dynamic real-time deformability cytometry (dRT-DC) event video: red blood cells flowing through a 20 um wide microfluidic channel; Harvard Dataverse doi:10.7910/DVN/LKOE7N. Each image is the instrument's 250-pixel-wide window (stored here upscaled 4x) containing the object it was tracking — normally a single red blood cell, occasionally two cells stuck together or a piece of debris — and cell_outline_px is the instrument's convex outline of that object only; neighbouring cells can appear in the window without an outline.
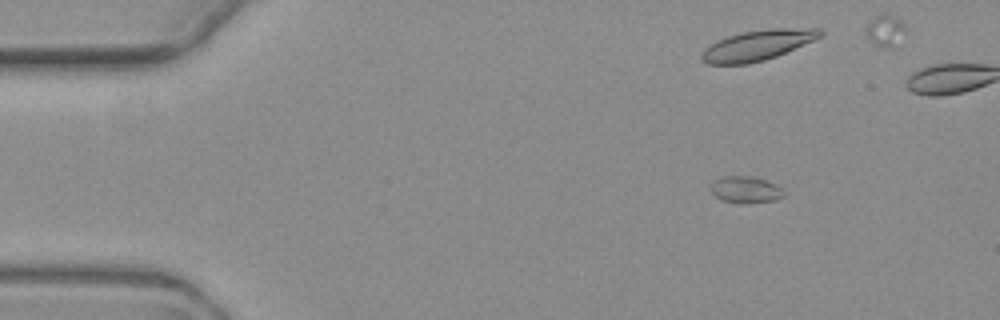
{"species": "common noctule bat (a hibernating species)", "species_latin": "Nyctalus noctula", "temperature_condition": "warm", "stored_images_in_passage": 11, "segment_of_instrument_passage": [1, 2], "camera_frame_rate_fps": 3000, "um_per_image_px": 0.085, "animal": {"sex": "female", "body_mass_g": 19.3, "forearm_length_mm": 54.1}, "frame": {"image": 1, "passage_image": 2, "time_ms": 1.333, "image_size_px": [1000, 320], "cell_outline_px": [[784, 196], [776, 200], [748, 204], [744, 204], [720, 200], [708, 188], [708, 184], [712, 180], [724, 176], [752, 176], [776, 184], [784, 192]], "centroid_in_image_um": [63.32, 16.13], "position_along_channel_um": 21.7, "area_um2": 11.68}}
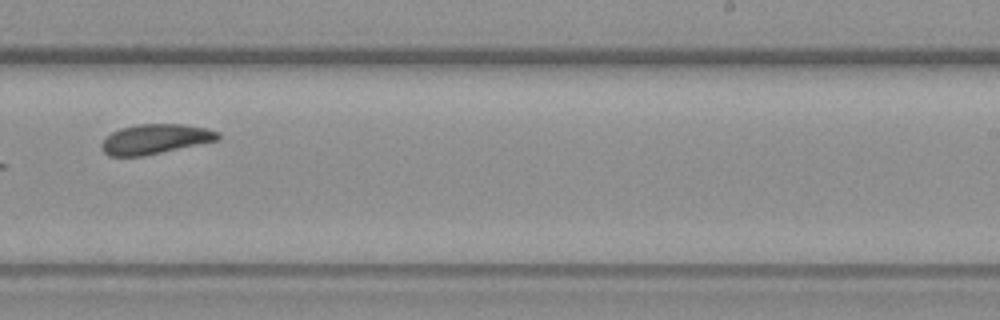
{"frame": {"image": 2, "passage_image": 10, "time_ms": 11.0, "image_size_px": [1000, 320], "cell_outline_px": [[220, 140], [144, 156], [108, 156], [100, 148], [100, 144], [112, 132], [120, 128], [136, 124], [180, 124], [208, 128], [220, 132]], "centroid_in_image_um": [13.21, 11.82], "position_along_channel_um": 275.8, "area_um2": 20.4}}